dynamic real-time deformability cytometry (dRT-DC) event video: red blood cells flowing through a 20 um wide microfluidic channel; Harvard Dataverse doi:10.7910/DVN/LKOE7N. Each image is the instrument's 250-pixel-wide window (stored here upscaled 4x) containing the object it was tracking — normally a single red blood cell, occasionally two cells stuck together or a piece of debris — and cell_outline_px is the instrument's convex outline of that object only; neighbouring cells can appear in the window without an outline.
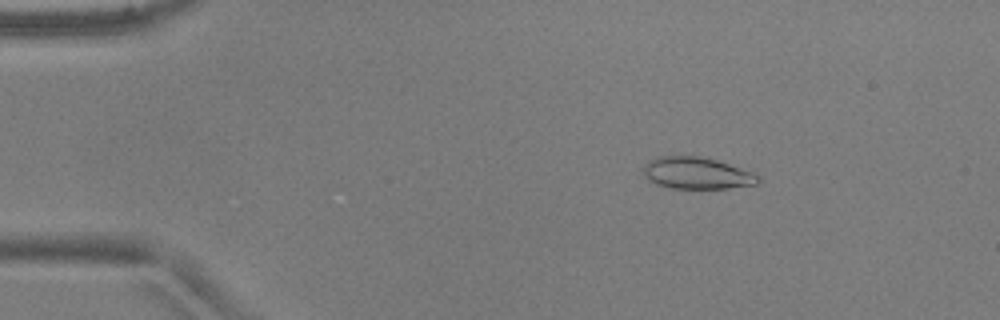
{"species": "common noctule bat (a hibernating species)", "species_latin": "Nyctalus noctula", "temperature_condition": "warm", "stored_images_in_passage": 28, "camera_frame_rate_fps": 3000, "um_per_image_px": 0.085, "animal": {"sex": "male", "body_mass_g": 17.9, "forearm_length_mm": 54.2}, "frame": {"image": 1, "passage_image": 8, "time_ms": 2.333, "image_size_px": [1000, 320], "cell_outline_px": [[760, 180], [756, 184], [728, 188], [672, 188], [656, 184], [648, 180], [644, 172], [644, 168], [648, 160], [660, 156], [700, 156], [716, 160], [756, 172], [760, 176]], "centroid_in_image_um": [59.27, 14.71], "position_along_channel_um": 25.7, "area_um2": 21.27}}
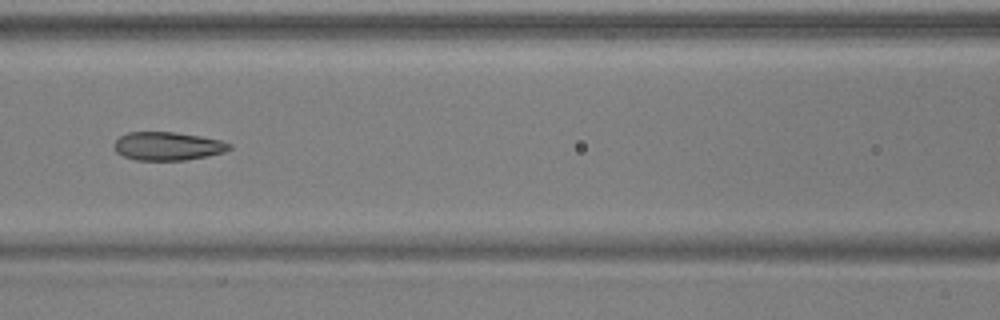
{"frame": {"image": 2, "passage_image": 23, "time_ms": 7.333, "image_size_px": [1000, 320], "cell_outline_px": [[232, 148], [224, 152], [208, 156], [184, 160], [136, 160], [124, 156], [116, 152], [112, 144], [120, 136], [128, 132], [172, 132], [200, 136], [220, 140], [232, 144]], "centroid_in_image_um": [14.25, 12.42], "position_along_channel_um": 152.4, "area_um2": 19.07}}
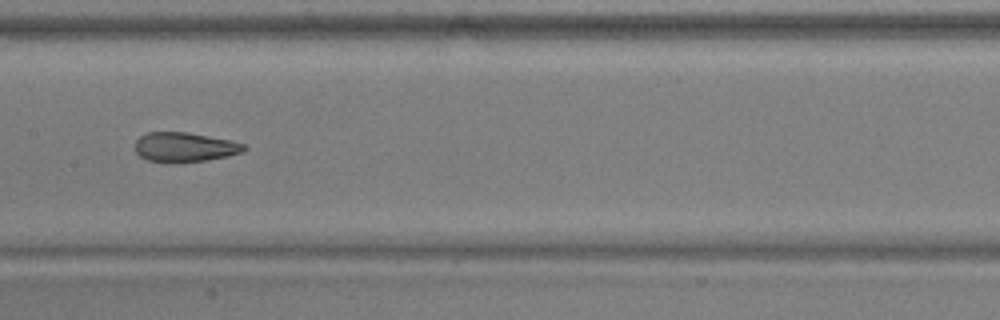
{"frame": {"image": 3, "passage_image": 26, "time_ms": 8.333, "image_size_px": [1000, 320], "cell_outline_px": [[248, 148], [244, 152], [228, 156], [208, 160], [172, 164], [148, 160], [140, 156], [136, 152], [136, 140], [140, 136], [148, 132], [188, 132], [228, 140], [244, 144]], "centroid_in_image_um": [15.7, 12.53], "position_along_channel_um": 191.7, "area_um2": 18.96}}